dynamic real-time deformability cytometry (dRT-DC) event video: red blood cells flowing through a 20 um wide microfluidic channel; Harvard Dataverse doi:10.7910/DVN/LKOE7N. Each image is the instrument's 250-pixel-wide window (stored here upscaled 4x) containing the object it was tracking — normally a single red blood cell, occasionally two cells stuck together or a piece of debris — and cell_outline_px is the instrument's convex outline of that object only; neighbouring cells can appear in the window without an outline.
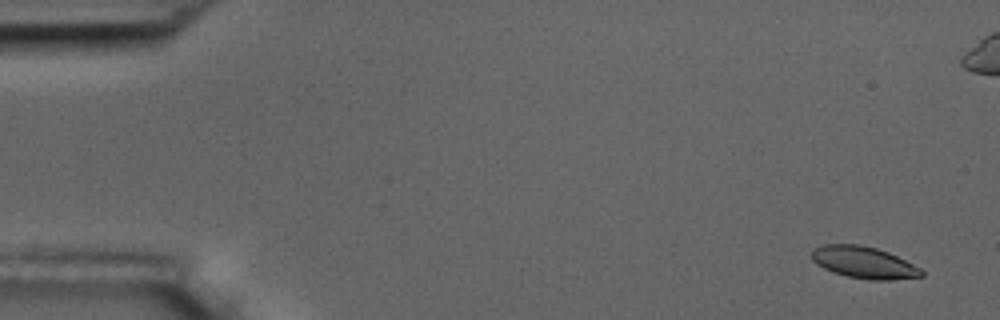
{"species": "common noctule bat (a hibernating species)", "species_latin": "Nyctalus noctula", "temperature_condition": "room temperature", "stored_images_in_passage": 5, "camera_frame_rate_fps": 3000, "um_per_image_px": 0.085, "animal": {"sex": "male", "body_mass_g": 17.5, "forearm_length_mm": 52.3}, "frame": {"image": 1, "passage_image": 1, "time_ms": 0.0, "image_size_px": [1000, 320], "cell_outline_px": [[924, 276], [892, 280], [868, 280], [848, 276], [832, 272], [816, 264], [812, 260], [812, 252], [816, 248], [824, 244], [860, 244], [876, 248], [888, 252], [920, 268], [924, 272]], "centroid_in_image_um": [73.43, 22.31], "position_along_channel_um": 11.6, "area_um2": 20.29}}